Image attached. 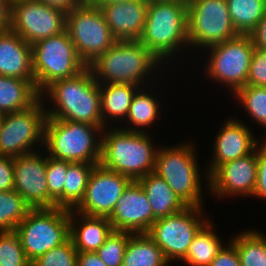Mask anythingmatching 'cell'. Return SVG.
Returning a JSON list of instances; mask_svg holds the SVG:
<instances>
[{
	"instance_id": "obj_22",
	"label": "cell",
	"mask_w": 266,
	"mask_h": 266,
	"mask_svg": "<svg viewBox=\"0 0 266 266\" xmlns=\"http://www.w3.org/2000/svg\"><path fill=\"white\" fill-rule=\"evenodd\" d=\"M112 231L108 217L87 216L70 210L69 237L78 252H96Z\"/></svg>"
},
{
	"instance_id": "obj_12",
	"label": "cell",
	"mask_w": 266,
	"mask_h": 266,
	"mask_svg": "<svg viewBox=\"0 0 266 266\" xmlns=\"http://www.w3.org/2000/svg\"><path fill=\"white\" fill-rule=\"evenodd\" d=\"M203 207L187 206L183 210L157 219L147 235L163 251L165 258L181 261L199 230L209 221Z\"/></svg>"
},
{
	"instance_id": "obj_42",
	"label": "cell",
	"mask_w": 266,
	"mask_h": 266,
	"mask_svg": "<svg viewBox=\"0 0 266 266\" xmlns=\"http://www.w3.org/2000/svg\"><path fill=\"white\" fill-rule=\"evenodd\" d=\"M249 35L255 48L266 51V12L257 27Z\"/></svg>"
},
{
	"instance_id": "obj_23",
	"label": "cell",
	"mask_w": 266,
	"mask_h": 266,
	"mask_svg": "<svg viewBox=\"0 0 266 266\" xmlns=\"http://www.w3.org/2000/svg\"><path fill=\"white\" fill-rule=\"evenodd\" d=\"M137 181L146 194L156 219L169 216L187 207L165 180L156 173L151 172Z\"/></svg>"
},
{
	"instance_id": "obj_31",
	"label": "cell",
	"mask_w": 266,
	"mask_h": 266,
	"mask_svg": "<svg viewBox=\"0 0 266 266\" xmlns=\"http://www.w3.org/2000/svg\"><path fill=\"white\" fill-rule=\"evenodd\" d=\"M97 164L68 161L63 187V208L74 209L84 198L90 174Z\"/></svg>"
},
{
	"instance_id": "obj_24",
	"label": "cell",
	"mask_w": 266,
	"mask_h": 266,
	"mask_svg": "<svg viewBox=\"0 0 266 266\" xmlns=\"http://www.w3.org/2000/svg\"><path fill=\"white\" fill-rule=\"evenodd\" d=\"M40 98L41 94L31 81L0 76V113L26 110Z\"/></svg>"
},
{
	"instance_id": "obj_5",
	"label": "cell",
	"mask_w": 266,
	"mask_h": 266,
	"mask_svg": "<svg viewBox=\"0 0 266 266\" xmlns=\"http://www.w3.org/2000/svg\"><path fill=\"white\" fill-rule=\"evenodd\" d=\"M103 129L87 123L46 118L42 147L46 148L47 156L57 160L100 164Z\"/></svg>"
},
{
	"instance_id": "obj_39",
	"label": "cell",
	"mask_w": 266,
	"mask_h": 266,
	"mask_svg": "<svg viewBox=\"0 0 266 266\" xmlns=\"http://www.w3.org/2000/svg\"><path fill=\"white\" fill-rule=\"evenodd\" d=\"M257 145V180L253 197L266 200V140Z\"/></svg>"
},
{
	"instance_id": "obj_21",
	"label": "cell",
	"mask_w": 266,
	"mask_h": 266,
	"mask_svg": "<svg viewBox=\"0 0 266 266\" xmlns=\"http://www.w3.org/2000/svg\"><path fill=\"white\" fill-rule=\"evenodd\" d=\"M0 76L29 80L35 85L32 45L17 33H0Z\"/></svg>"
},
{
	"instance_id": "obj_2",
	"label": "cell",
	"mask_w": 266,
	"mask_h": 266,
	"mask_svg": "<svg viewBox=\"0 0 266 266\" xmlns=\"http://www.w3.org/2000/svg\"><path fill=\"white\" fill-rule=\"evenodd\" d=\"M102 131L100 164L129 177L132 181L154 172L157 146L149 132H134L109 127ZM110 128V129H109ZM108 130V131H107ZM105 131V132H104Z\"/></svg>"
},
{
	"instance_id": "obj_47",
	"label": "cell",
	"mask_w": 266,
	"mask_h": 266,
	"mask_svg": "<svg viewBox=\"0 0 266 266\" xmlns=\"http://www.w3.org/2000/svg\"><path fill=\"white\" fill-rule=\"evenodd\" d=\"M149 1H183V2H187L188 0H149Z\"/></svg>"
},
{
	"instance_id": "obj_33",
	"label": "cell",
	"mask_w": 266,
	"mask_h": 266,
	"mask_svg": "<svg viewBox=\"0 0 266 266\" xmlns=\"http://www.w3.org/2000/svg\"><path fill=\"white\" fill-rule=\"evenodd\" d=\"M236 100L250 115L253 121L266 127V87L246 85L235 94Z\"/></svg>"
},
{
	"instance_id": "obj_6",
	"label": "cell",
	"mask_w": 266,
	"mask_h": 266,
	"mask_svg": "<svg viewBox=\"0 0 266 266\" xmlns=\"http://www.w3.org/2000/svg\"><path fill=\"white\" fill-rule=\"evenodd\" d=\"M195 149L187 141L159 147L154 173L162 177L187 206L203 207L202 174Z\"/></svg>"
},
{
	"instance_id": "obj_20",
	"label": "cell",
	"mask_w": 266,
	"mask_h": 266,
	"mask_svg": "<svg viewBox=\"0 0 266 266\" xmlns=\"http://www.w3.org/2000/svg\"><path fill=\"white\" fill-rule=\"evenodd\" d=\"M149 0H128L115 3H92L101 12L117 41L140 39L147 18Z\"/></svg>"
},
{
	"instance_id": "obj_25",
	"label": "cell",
	"mask_w": 266,
	"mask_h": 266,
	"mask_svg": "<svg viewBox=\"0 0 266 266\" xmlns=\"http://www.w3.org/2000/svg\"><path fill=\"white\" fill-rule=\"evenodd\" d=\"M139 88L140 86L133 84H99L104 128H107V120H112L111 124L115 121H125L133 96Z\"/></svg>"
},
{
	"instance_id": "obj_18",
	"label": "cell",
	"mask_w": 266,
	"mask_h": 266,
	"mask_svg": "<svg viewBox=\"0 0 266 266\" xmlns=\"http://www.w3.org/2000/svg\"><path fill=\"white\" fill-rule=\"evenodd\" d=\"M108 219L113 230L133 234L147 233L157 220L138 181H131L127 185Z\"/></svg>"
},
{
	"instance_id": "obj_14",
	"label": "cell",
	"mask_w": 266,
	"mask_h": 266,
	"mask_svg": "<svg viewBox=\"0 0 266 266\" xmlns=\"http://www.w3.org/2000/svg\"><path fill=\"white\" fill-rule=\"evenodd\" d=\"M67 13L36 0L12 1L10 30L28 44L66 30Z\"/></svg>"
},
{
	"instance_id": "obj_29",
	"label": "cell",
	"mask_w": 266,
	"mask_h": 266,
	"mask_svg": "<svg viewBox=\"0 0 266 266\" xmlns=\"http://www.w3.org/2000/svg\"><path fill=\"white\" fill-rule=\"evenodd\" d=\"M232 24L238 34L249 35L266 12V0H227Z\"/></svg>"
},
{
	"instance_id": "obj_9",
	"label": "cell",
	"mask_w": 266,
	"mask_h": 266,
	"mask_svg": "<svg viewBox=\"0 0 266 266\" xmlns=\"http://www.w3.org/2000/svg\"><path fill=\"white\" fill-rule=\"evenodd\" d=\"M66 30L78 55L87 66L117 41L100 7L87 0L67 12Z\"/></svg>"
},
{
	"instance_id": "obj_1",
	"label": "cell",
	"mask_w": 266,
	"mask_h": 266,
	"mask_svg": "<svg viewBox=\"0 0 266 266\" xmlns=\"http://www.w3.org/2000/svg\"><path fill=\"white\" fill-rule=\"evenodd\" d=\"M41 99L47 103L51 99L55 106L45 109L47 118L103 127L99 83L89 66L73 77L54 81Z\"/></svg>"
},
{
	"instance_id": "obj_8",
	"label": "cell",
	"mask_w": 266,
	"mask_h": 266,
	"mask_svg": "<svg viewBox=\"0 0 266 266\" xmlns=\"http://www.w3.org/2000/svg\"><path fill=\"white\" fill-rule=\"evenodd\" d=\"M15 232L32 263L69 238L70 210L60 207L31 209Z\"/></svg>"
},
{
	"instance_id": "obj_10",
	"label": "cell",
	"mask_w": 266,
	"mask_h": 266,
	"mask_svg": "<svg viewBox=\"0 0 266 266\" xmlns=\"http://www.w3.org/2000/svg\"><path fill=\"white\" fill-rule=\"evenodd\" d=\"M188 43L192 50H206L238 36L227 0H188ZM195 47V48H194Z\"/></svg>"
},
{
	"instance_id": "obj_3",
	"label": "cell",
	"mask_w": 266,
	"mask_h": 266,
	"mask_svg": "<svg viewBox=\"0 0 266 266\" xmlns=\"http://www.w3.org/2000/svg\"><path fill=\"white\" fill-rule=\"evenodd\" d=\"M161 66L163 69L164 64L139 40L116 41L89 65L99 84H133L144 88L151 73L156 75L155 70Z\"/></svg>"
},
{
	"instance_id": "obj_46",
	"label": "cell",
	"mask_w": 266,
	"mask_h": 266,
	"mask_svg": "<svg viewBox=\"0 0 266 266\" xmlns=\"http://www.w3.org/2000/svg\"><path fill=\"white\" fill-rule=\"evenodd\" d=\"M90 3H115V2H124L128 0H87Z\"/></svg>"
},
{
	"instance_id": "obj_45",
	"label": "cell",
	"mask_w": 266,
	"mask_h": 266,
	"mask_svg": "<svg viewBox=\"0 0 266 266\" xmlns=\"http://www.w3.org/2000/svg\"><path fill=\"white\" fill-rule=\"evenodd\" d=\"M42 3H45L51 7L60 9L64 12H70L73 8H75L78 4H80L83 0H36Z\"/></svg>"
},
{
	"instance_id": "obj_28",
	"label": "cell",
	"mask_w": 266,
	"mask_h": 266,
	"mask_svg": "<svg viewBox=\"0 0 266 266\" xmlns=\"http://www.w3.org/2000/svg\"><path fill=\"white\" fill-rule=\"evenodd\" d=\"M143 88L140 87L136 91L128 115L125 121H123L124 123L127 122L126 125L131 123L133 126L130 125L129 128L122 126L121 129L134 132H146L147 129L145 130L144 128H147V126L150 127L157 117L159 118L160 108H162V106L160 107L161 102L157 100V96L154 97L153 94L147 92L146 88Z\"/></svg>"
},
{
	"instance_id": "obj_41",
	"label": "cell",
	"mask_w": 266,
	"mask_h": 266,
	"mask_svg": "<svg viewBox=\"0 0 266 266\" xmlns=\"http://www.w3.org/2000/svg\"><path fill=\"white\" fill-rule=\"evenodd\" d=\"M210 266H241L239 254L235 246L230 242L222 247Z\"/></svg>"
},
{
	"instance_id": "obj_40",
	"label": "cell",
	"mask_w": 266,
	"mask_h": 266,
	"mask_svg": "<svg viewBox=\"0 0 266 266\" xmlns=\"http://www.w3.org/2000/svg\"><path fill=\"white\" fill-rule=\"evenodd\" d=\"M14 190V157L0 155V191Z\"/></svg>"
},
{
	"instance_id": "obj_15",
	"label": "cell",
	"mask_w": 266,
	"mask_h": 266,
	"mask_svg": "<svg viewBox=\"0 0 266 266\" xmlns=\"http://www.w3.org/2000/svg\"><path fill=\"white\" fill-rule=\"evenodd\" d=\"M131 181L97 164L90 174L84 198L73 210L87 216L109 217Z\"/></svg>"
},
{
	"instance_id": "obj_38",
	"label": "cell",
	"mask_w": 266,
	"mask_h": 266,
	"mask_svg": "<svg viewBox=\"0 0 266 266\" xmlns=\"http://www.w3.org/2000/svg\"><path fill=\"white\" fill-rule=\"evenodd\" d=\"M246 85L266 87V51L254 49Z\"/></svg>"
},
{
	"instance_id": "obj_36",
	"label": "cell",
	"mask_w": 266,
	"mask_h": 266,
	"mask_svg": "<svg viewBox=\"0 0 266 266\" xmlns=\"http://www.w3.org/2000/svg\"><path fill=\"white\" fill-rule=\"evenodd\" d=\"M0 266H31L15 231L0 232Z\"/></svg>"
},
{
	"instance_id": "obj_7",
	"label": "cell",
	"mask_w": 266,
	"mask_h": 266,
	"mask_svg": "<svg viewBox=\"0 0 266 266\" xmlns=\"http://www.w3.org/2000/svg\"><path fill=\"white\" fill-rule=\"evenodd\" d=\"M32 59L35 87L40 94L54 81L73 77L88 67L67 30L34 43Z\"/></svg>"
},
{
	"instance_id": "obj_48",
	"label": "cell",
	"mask_w": 266,
	"mask_h": 266,
	"mask_svg": "<svg viewBox=\"0 0 266 266\" xmlns=\"http://www.w3.org/2000/svg\"><path fill=\"white\" fill-rule=\"evenodd\" d=\"M2 122H3V114L0 113V130H1Z\"/></svg>"
},
{
	"instance_id": "obj_32",
	"label": "cell",
	"mask_w": 266,
	"mask_h": 266,
	"mask_svg": "<svg viewBox=\"0 0 266 266\" xmlns=\"http://www.w3.org/2000/svg\"><path fill=\"white\" fill-rule=\"evenodd\" d=\"M31 209L17 191H0V232L15 231Z\"/></svg>"
},
{
	"instance_id": "obj_17",
	"label": "cell",
	"mask_w": 266,
	"mask_h": 266,
	"mask_svg": "<svg viewBox=\"0 0 266 266\" xmlns=\"http://www.w3.org/2000/svg\"><path fill=\"white\" fill-rule=\"evenodd\" d=\"M39 151L14 157V190L32 209L48 208L47 154Z\"/></svg>"
},
{
	"instance_id": "obj_4",
	"label": "cell",
	"mask_w": 266,
	"mask_h": 266,
	"mask_svg": "<svg viewBox=\"0 0 266 266\" xmlns=\"http://www.w3.org/2000/svg\"><path fill=\"white\" fill-rule=\"evenodd\" d=\"M139 41L164 64L177 59L178 49L189 48L187 2L149 1Z\"/></svg>"
},
{
	"instance_id": "obj_43",
	"label": "cell",
	"mask_w": 266,
	"mask_h": 266,
	"mask_svg": "<svg viewBox=\"0 0 266 266\" xmlns=\"http://www.w3.org/2000/svg\"><path fill=\"white\" fill-rule=\"evenodd\" d=\"M12 1L0 0V33L10 30Z\"/></svg>"
},
{
	"instance_id": "obj_44",
	"label": "cell",
	"mask_w": 266,
	"mask_h": 266,
	"mask_svg": "<svg viewBox=\"0 0 266 266\" xmlns=\"http://www.w3.org/2000/svg\"><path fill=\"white\" fill-rule=\"evenodd\" d=\"M77 266H107L96 252H78Z\"/></svg>"
},
{
	"instance_id": "obj_27",
	"label": "cell",
	"mask_w": 266,
	"mask_h": 266,
	"mask_svg": "<svg viewBox=\"0 0 266 266\" xmlns=\"http://www.w3.org/2000/svg\"><path fill=\"white\" fill-rule=\"evenodd\" d=\"M213 227V223L209 220L196 234L187 255L181 260L185 265L210 266L224 245Z\"/></svg>"
},
{
	"instance_id": "obj_26",
	"label": "cell",
	"mask_w": 266,
	"mask_h": 266,
	"mask_svg": "<svg viewBox=\"0 0 266 266\" xmlns=\"http://www.w3.org/2000/svg\"><path fill=\"white\" fill-rule=\"evenodd\" d=\"M163 251L147 233L131 234L122 266H168Z\"/></svg>"
},
{
	"instance_id": "obj_34",
	"label": "cell",
	"mask_w": 266,
	"mask_h": 266,
	"mask_svg": "<svg viewBox=\"0 0 266 266\" xmlns=\"http://www.w3.org/2000/svg\"><path fill=\"white\" fill-rule=\"evenodd\" d=\"M67 172L68 161L57 160L47 156L48 208H63V187Z\"/></svg>"
},
{
	"instance_id": "obj_13",
	"label": "cell",
	"mask_w": 266,
	"mask_h": 266,
	"mask_svg": "<svg viewBox=\"0 0 266 266\" xmlns=\"http://www.w3.org/2000/svg\"><path fill=\"white\" fill-rule=\"evenodd\" d=\"M44 104L49 105L40 98L26 110L3 114L0 155L18 157L36 151V143L41 142V145H44V126L47 118Z\"/></svg>"
},
{
	"instance_id": "obj_35",
	"label": "cell",
	"mask_w": 266,
	"mask_h": 266,
	"mask_svg": "<svg viewBox=\"0 0 266 266\" xmlns=\"http://www.w3.org/2000/svg\"><path fill=\"white\" fill-rule=\"evenodd\" d=\"M132 233L113 230L104 244L96 251L107 266H122L124 253Z\"/></svg>"
},
{
	"instance_id": "obj_19",
	"label": "cell",
	"mask_w": 266,
	"mask_h": 266,
	"mask_svg": "<svg viewBox=\"0 0 266 266\" xmlns=\"http://www.w3.org/2000/svg\"><path fill=\"white\" fill-rule=\"evenodd\" d=\"M239 119L231 117L221 126L213 144V155L206 168L205 180L209 184V176L226 162L251 154L260 143L252 129Z\"/></svg>"
},
{
	"instance_id": "obj_11",
	"label": "cell",
	"mask_w": 266,
	"mask_h": 266,
	"mask_svg": "<svg viewBox=\"0 0 266 266\" xmlns=\"http://www.w3.org/2000/svg\"><path fill=\"white\" fill-rule=\"evenodd\" d=\"M206 49L204 52L209 53V59L206 60L207 68L205 67L208 79H213L221 86L226 85L230 88L229 91L232 92V95L246 86L251 58L255 49L250 35L239 34L235 38Z\"/></svg>"
},
{
	"instance_id": "obj_30",
	"label": "cell",
	"mask_w": 266,
	"mask_h": 266,
	"mask_svg": "<svg viewBox=\"0 0 266 266\" xmlns=\"http://www.w3.org/2000/svg\"><path fill=\"white\" fill-rule=\"evenodd\" d=\"M229 241L239 254L241 266H266V236L262 232L248 229Z\"/></svg>"
},
{
	"instance_id": "obj_16",
	"label": "cell",
	"mask_w": 266,
	"mask_h": 266,
	"mask_svg": "<svg viewBox=\"0 0 266 266\" xmlns=\"http://www.w3.org/2000/svg\"><path fill=\"white\" fill-rule=\"evenodd\" d=\"M257 147L249 155L221 164L207 185L216 199L253 196L257 180Z\"/></svg>"
},
{
	"instance_id": "obj_37",
	"label": "cell",
	"mask_w": 266,
	"mask_h": 266,
	"mask_svg": "<svg viewBox=\"0 0 266 266\" xmlns=\"http://www.w3.org/2000/svg\"><path fill=\"white\" fill-rule=\"evenodd\" d=\"M77 263L78 251L69 237L63 244L38 257L31 266H77Z\"/></svg>"
}]
</instances>
